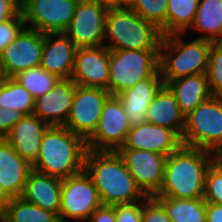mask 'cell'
Returning <instances> with one entry per match:
<instances>
[{"label":"cell","mask_w":222,"mask_h":222,"mask_svg":"<svg viewBox=\"0 0 222 222\" xmlns=\"http://www.w3.org/2000/svg\"><path fill=\"white\" fill-rule=\"evenodd\" d=\"M0 222H61L56 212L38 207L21 197H14L0 212Z\"/></svg>","instance_id":"cell-27"},{"label":"cell","mask_w":222,"mask_h":222,"mask_svg":"<svg viewBox=\"0 0 222 222\" xmlns=\"http://www.w3.org/2000/svg\"><path fill=\"white\" fill-rule=\"evenodd\" d=\"M44 33L25 26L0 54V64L6 77H14L42 61Z\"/></svg>","instance_id":"cell-13"},{"label":"cell","mask_w":222,"mask_h":222,"mask_svg":"<svg viewBox=\"0 0 222 222\" xmlns=\"http://www.w3.org/2000/svg\"><path fill=\"white\" fill-rule=\"evenodd\" d=\"M206 222H222V204L206 202Z\"/></svg>","instance_id":"cell-40"},{"label":"cell","mask_w":222,"mask_h":222,"mask_svg":"<svg viewBox=\"0 0 222 222\" xmlns=\"http://www.w3.org/2000/svg\"><path fill=\"white\" fill-rule=\"evenodd\" d=\"M25 27L22 12H20L14 19L7 22L0 23V54L21 32Z\"/></svg>","instance_id":"cell-34"},{"label":"cell","mask_w":222,"mask_h":222,"mask_svg":"<svg viewBox=\"0 0 222 222\" xmlns=\"http://www.w3.org/2000/svg\"><path fill=\"white\" fill-rule=\"evenodd\" d=\"M5 79H6V76H5V73L3 71L2 66L0 64V84H2L5 81Z\"/></svg>","instance_id":"cell-44"},{"label":"cell","mask_w":222,"mask_h":222,"mask_svg":"<svg viewBox=\"0 0 222 222\" xmlns=\"http://www.w3.org/2000/svg\"><path fill=\"white\" fill-rule=\"evenodd\" d=\"M13 78L26 88L34 99L51 91L59 80L56 75L47 72L41 66L22 71Z\"/></svg>","instance_id":"cell-30"},{"label":"cell","mask_w":222,"mask_h":222,"mask_svg":"<svg viewBox=\"0 0 222 222\" xmlns=\"http://www.w3.org/2000/svg\"><path fill=\"white\" fill-rule=\"evenodd\" d=\"M136 185L149 197L156 195L163 184L166 157L148 150L119 149Z\"/></svg>","instance_id":"cell-14"},{"label":"cell","mask_w":222,"mask_h":222,"mask_svg":"<svg viewBox=\"0 0 222 222\" xmlns=\"http://www.w3.org/2000/svg\"><path fill=\"white\" fill-rule=\"evenodd\" d=\"M21 12L18 0H0V23L14 19Z\"/></svg>","instance_id":"cell-38"},{"label":"cell","mask_w":222,"mask_h":222,"mask_svg":"<svg viewBox=\"0 0 222 222\" xmlns=\"http://www.w3.org/2000/svg\"><path fill=\"white\" fill-rule=\"evenodd\" d=\"M32 165L0 138V184L11 197H21Z\"/></svg>","instance_id":"cell-20"},{"label":"cell","mask_w":222,"mask_h":222,"mask_svg":"<svg viewBox=\"0 0 222 222\" xmlns=\"http://www.w3.org/2000/svg\"><path fill=\"white\" fill-rule=\"evenodd\" d=\"M71 79L79 86L109 91V49L105 45L77 48Z\"/></svg>","instance_id":"cell-15"},{"label":"cell","mask_w":222,"mask_h":222,"mask_svg":"<svg viewBox=\"0 0 222 222\" xmlns=\"http://www.w3.org/2000/svg\"><path fill=\"white\" fill-rule=\"evenodd\" d=\"M199 0H168L166 36L186 33L193 25Z\"/></svg>","instance_id":"cell-28"},{"label":"cell","mask_w":222,"mask_h":222,"mask_svg":"<svg viewBox=\"0 0 222 222\" xmlns=\"http://www.w3.org/2000/svg\"><path fill=\"white\" fill-rule=\"evenodd\" d=\"M108 10V6L97 1L79 0L64 34L77 48L102 46Z\"/></svg>","instance_id":"cell-11"},{"label":"cell","mask_w":222,"mask_h":222,"mask_svg":"<svg viewBox=\"0 0 222 222\" xmlns=\"http://www.w3.org/2000/svg\"><path fill=\"white\" fill-rule=\"evenodd\" d=\"M147 78H162L159 51L109 50V92L118 96Z\"/></svg>","instance_id":"cell-6"},{"label":"cell","mask_w":222,"mask_h":222,"mask_svg":"<svg viewBox=\"0 0 222 222\" xmlns=\"http://www.w3.org/2000/svg\"><path fill=\"white\" fill-rule=\"evenodd\" d=\"M86 141L65 126H50L44 133L32 169L61 180L84 170Z\"/></svg>","instance_id":"cell-3"},{"label":"cell","mask_w":222,"mask_h":222,"mask_svg":"<svg viewBox=\"0 0 222 222\" xmlns=\"http://www.w3.org/2000/svg\"><path fill=\"white\" fill-rule=\"evenodd\" d=\"M86 222H116L115 205L98 207Z\"/></svg>","instance_id":"cell-39"},{"label":"cell","mask_w":222,"mask_h":222,"mask_svg":"<svg viewBox=\"0 0 222 222\" xmlns=\"http://www.w3.org/2000/svg\"><path fill=\"white\" fill-rule=\"evenodd\" d=\"M184 146L222 154V98L210 96L185 116Z\"/></svg>","instance_id":"cell-7"},{"label":"cell","mask_w":222,"mask_h":222,"mask_svg":"<svg viewBox=\"0 0 222 222\" xmlns=\"http://www.w3.org/2000/svg\"><path fill=\"white\" fill-rule=\"evenodd\" d=\"M182 145L181 137L174 130L144 122L131 126L120 149L148 150L168 156Z\"/></svg>","instance_id":"cell-17"},{"label":"cell","mask_w":222,"mask_h":222,"mask_svg":"<svg viewBox=\"0 0 222 222\" xmlns=\"http://www.w3.org/2000/svg\"><path fill=\"white\" fill-rule=\"evenodd\" d=\"M161 38L160 30L132 9L109 7L103 44L109 50L160 51Z\"/></svg>","instance_id":"cell-4"},{"label":"cell","mask_w":222,"mask_h":222,"mask_svg":"<svg viewBox=\"0 0 222 222\" xmlns=\"http://www.w3.org/2000/svg\"><path fill=\"white\" fill-rule=\"evenodd\" d=\"M11 197L6 193L0 184V212L4 209Z\"/></svg>","instance_id":"cell-41"},{"label":"cell","mask_w":222,"mask_h":222,"mask_svg":"<svg viewBox=\"0 0 222 222\" xmlns=\"http://www.w3.org/2000/svg\"><path fill=\"white\" fill-rule=\"evenodd\" d=\"M76 50V45L64 33H46L40 66L59 79L71 78Z\"/></svg>","instance_id":"cell-19"},{"label":"cell","mask_w":222,"mask_h":222,"mask_svg":"<svg viewBox=\"0 0 222 222\" xmlns=\"http://www.w3.org/2000/svg\"><path fill=\"white\" fill-rule=\"evenodd\" d=\"M166 86L176 97L185 116L211 96L207 73L179 77L169 81Z\"/></svg>","instance_id":"cell-24"},{"label":"cell","mask_w":222,"mask_h":222,"mask_svg":"<svg viewBox=\"0 0 222 222\" xmlns=\"http://www.w3.org/2000/svg\"><path fill=\"white\" fill-rule=\"evenodd\" d=\"M164 85L162 78H147L118 95L131 126L146 122V110Z\"/></svg>","instance_id":"cell-22"},{"label":"cell","mask_w":222,"mask_h":222,"mask_svg":"<svg viewBox=\"0 0 222 222\" xmlns=\"http://www.w3.org/2000/svg\"><path fill=\"white\" fill-rule=\"evenodd\" d=\"M143 201L131 204H116V222H142Z\"/></svg>","instance_id":"cell-36"},{"label":"cell","mask_w":222,"mask_h":222,"mask_svg":"<svg viewBox=\"0 0 222 222\" xmlns=\"http://www.w3.org/2000/svg\"><path fill=\"white\" fill-rule=\"evenodd\" d=\"M192 29L202 32L200 39L222 42V0H199Z\"/></svg>","instance_id":"cell-25"},{"label":"cell","mask_w":222,"mask_h":222,"mask_svg":"<svg viewBox=\"0 0 222 222\" xmlns=\"http://www.w3.org/2000/svg\"><path fill=\"white\" fill-rule=\"evenodd\" d=\"M25 115L16 110L3 109L0 106V138H3L9 130Z\"/></svg>","instance_id":"cell-37"},{"label":"cell","mask_w":222,"mask_h":222,"mask_svg":"<svg viewBox=\"0 0 222 222\" xmlns=\"http://www.w3.org/2000/svg\"><path fill=\"white\" fill-rule=\"evenodd\" d=\"M168 0H135L129 7L144 20L154 24L166 36Z\"/></svg>","instance_id":"cell-31"},{"label":"cell","mask_w":222,"mask_h":222,"mask_svg":"<svg viewBox=\"0 0 222 222\" xmlns=\"http://www.w3.org/2000/svg\"><path fill=\"white\" fill-rule=\"evenodd\" d=\"M135 0H117V7L129 8Z\"/></svg>","instance_id":"cell-42"},{"label":"cell","mask_w":222,"mask_h":222,"mask_svg":"<svg viewBox=\"0 0 222 222\" xmlns=\"http://www.w3.org/2000/svg\"><path fill=\"white\" fill-rule=\"evenodd\" d=\"M84 170L91 177L103 205L131 204L147 197L117 151L87 149Z\"/></svg>","instance_id":"cell-1"},{"label":"cell","mask_w":222,"mask_h":222,"mask_svg":"<svg viewBox=\"0 0 222 222\" xmlns=\"http://www.w3.org/2000/svg\"><path fill=\"white\" fill-rule=\"evenodd\" d=\"M203 198L206 202L222 204V154H213L205 174Z\"/></svg>","instance_id":"cell-32"},{"label":"cell","mask_w":222,"mask_h":222,"mask_svg":"<svg viewBox=\"0 0 222 222\" xmlns=\"http://www.w3.org/2000/svg\"><path fill=\"white\" fill-rule=\"evenodd\" d=\"M102 205L98 190L85 170L62 180L58 214L61 222L70 219L85 222Z\"/></svg>","instance_id":"cell-8"},{"label":"cell","mask_w":222,"mask_h":222,"mask_svg":"<svg viewBox=\"0 0 222 222\" xmlns=\"http://www.w3.org/2000/svg\"><path fill=\"white\" fill-rule=\"evenodd\" d=\"M110 92L101 88L76 85L65 127L87 141L97 129L103 105Z\"/></svg>","instance_id":"cell-12"},{"label":"cell","mask_w":222,"mask_h":222,"mask_svg":"<svg viewBox=\"0 0 222 222\" xmlns=\"http://www.w3.org/2000/svg\"><path fill=\"white\" fill-rule=\"evenodd\" d=\"M34 97L13 77H6L0 84V106L30 115L34 109Z\"/></svg>","instance_id":"cell-29"},{"label":"cell","mask_w":222,"mask_h":222,"mask_svg":"<svg viewBox=\"0 0 222 222\" xmlns=\"http://www.w3.org/2000/svg\"><path fill=\"white\" fill-rule=\"evenodd\" d=\"M102 3L108 7H117V0H93Z\"/></svg>","instance_id":"cell-43"},{"label":"cell","mask_w":222,"mask_h":222,"mask_svg":"<svg viewBox=\"0 0 222 222\" xmlns=\"http://www.w3.org/2000/svg\"><path fill=\"white\" fill-rule=\"evenodd\" d=\"M146 122L170 128L182 137L185 115L181 112L176 97L166 85L159 90L148 106Z\"/></svg>","instance_id":"cell-23"},{"label":"cell","mask_w":222,"mask_h":222,"mask_svg":"<svg viewBox=\"0 0 222 222\" xmlns=\"http://www.w3.org/2000/svg\"><path fill=\"white\" fill-rule=\"evenodd\" d=\"M142 222H171V219L153 196H147L142 205Z\"/></svg>","instance_id":"cell-35"},{"label":"cell","mask_w":222,"mask_h":222,"mask_svg":"<svg viewBox=\"0 0 222 222\" xmlns=\"http://www.w3.org/2000/svg\"><path fill=\"white\" fill-rule=\"evenodd\" d=\"M79 0H25L21 12L25 26L46 33H64Z\"/></svg>","instance_id":"cell-10"},{"label":"cell","mask_w":222,"mask_h":222,"mask_svg":"<svg viewBox=\"0 0 222 222\" xmlns=\"http://www.w3.org/2000/svg\"><path fill=\"white\" fill-rule=\"evenodd\" d=\"M76 83L71 79H59L53 89L34 100L32 114L50 126H64L73 103Z\"/></svg>","instance_id":"cell-16"},{"label":"cell","mask_w":222,"mask_h":222,"mask_svg":"<svg viewBox=\"0 0 222 222\" xmlns=\"http://www.w3.org/2000/svg\"><path fill=\"white\" fill-rule=\"evenodd\" d=\"M213 152L182 145L166 157L164 179L154 196L182 199L203 197L205 174L210 167Z\"/></svg>","instance_id":"cell-2"},{"label":"cell","mask_w":222,"mask_h":222,"mask_svg":"<svg viewBox=\"0 0 222 222\" xmlns=\"http://www.w3.org/2000/svg\"><path fill=\"white\" fill-rule=\"evenodd\" d=\"M207 77L211 95L222 98V42H212Z\"/></svg>","instance_id":"cell-33"},{"label":"cell","mask_w":222,"mask_h":222,"mask_svg":"<svg viewBox=\"0 0 222 222\" xmlns=\"http://www.w3.org/2000/svg\"><path fill=\"white\" fill-rule=\"evenodd\" d=\"M182 37L183 33H176L161 38L159 70L165 85L179 77L207 73L212 42L200 38L185 42Z\"/></svg>","instance_id":"cell-5"},{"label":"cell","mask_w":222,"mask_h":222,"mask_svg":"<svg viewBox=\"0 0 222 222\" xmlns=\"http://www.w3.org/2000/svg\"><path fill=\"white\" fill-rule=\"evenodd\" d=\"M61 185V179L32 169L26 179L21 198L42 209L59 214Z\"/></svg>","instance_id":"cell-21"},{"label":"cell","mask_w":222,"mask_h":222,"mask_svg":"<svg viewBox=\"0 0 222 222\" xmlns=\"http://www.w3.org/2000/svg\"><path fill=\"white\" fill-rule=\"evenodd\" d=\"M50 127L34 114L25 115L3 137L31 165L36 161L45 131Z\"/></svg>","instance_id":"cell-18"},{"label":"cell","mask_w":222,"mask_h":222,"mask_svg":"<svg viewBox=\"0 0 222 222\" xmlns=\"http://www.w3.org/2000/svg\"><path fill=\"white\" fill-rule=\"evenodd\" d=\"M130 128L121 100L110 95L103 105L97 129L86 141L87 149L118 151L124 146Z\"/></svg>","instance_id":"cell-9"},{"label":"cell","mask_w":222,"mask_h":222,"mask_svg":"<svg viewBox=\"0 0 222 222\" xmlns=\"http://www.w3.org/2000/svg\"><path fill=\"white\" fill-rule=\"evenodd\" d=\"M153 197L163 206L171 222H206V201L203 197L194 199Z\"/></svg>","instance_id":"cell-26"}]
</instances>
